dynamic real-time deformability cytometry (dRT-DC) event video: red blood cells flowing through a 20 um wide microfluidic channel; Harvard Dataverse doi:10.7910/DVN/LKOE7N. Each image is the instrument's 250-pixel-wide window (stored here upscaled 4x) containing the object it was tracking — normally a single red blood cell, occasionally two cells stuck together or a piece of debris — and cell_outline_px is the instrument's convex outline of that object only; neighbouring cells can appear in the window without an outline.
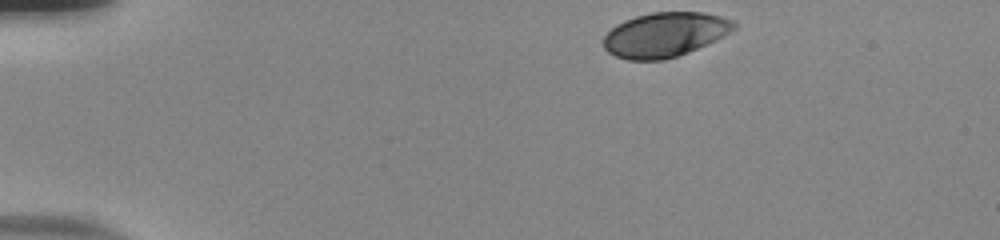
{"species": "human", "species_latin": "Homo sapiens", "temperature_condition": "room temperature", "stored_images_in_passage": 40, "camera_frame_rate_fps": 3000, "um_per_image_px": 0.085, "donor": {"sex": "male"}, "frame": {"image": 1, "passage_image": 1, "time_ms": 0.0, "image_size_px": [1000, 240], "cell_outline_px": [[736, 28], [688, 52], [664, 60], [628, 60], [616, 56], [608, 52], [604, 48], [604, 36], [616, 24], [624, 20], [636, 16], [652, 12], [704, 12], [720, 16], [732, 20], [736, 24]], "centroid_in_image_um": [56.46, 2.94], "position_along_channel_um": 28.5, "area_um2": 33.41}}
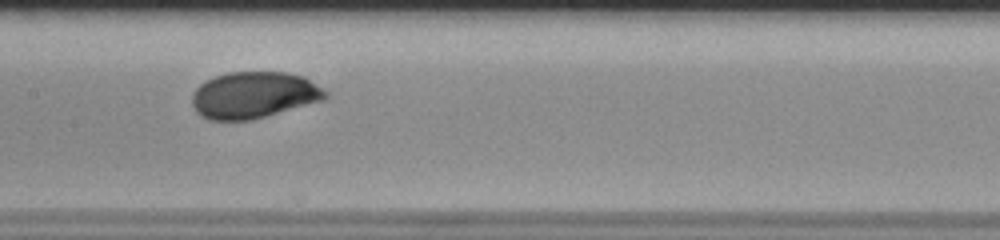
{"frame": {"image": 2, "passage_image": 20, "time_ms": 6.333, "image_size_px": [1000, 240], "cell_outline_px": [[328, 96], [324, 100], [252, 120], [208, 120], [200, 116], [196, 112], [192, 104], [192, 96], [196, 88], [204, 80], [228, 72], [288, 72], [304, 76], [328, 92]], "centroid_in_image_um": [21.57, 8.08], "position_along_channel_um": 185.8, "area_um2": 36.41}}
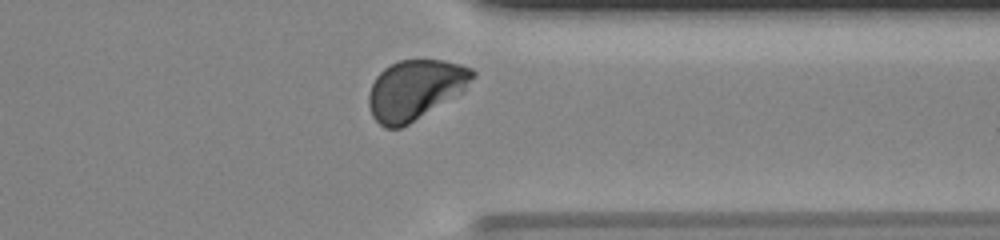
{"frame": {"image": 3, "passage_image": 35, "time_ms": 11.333, "image_size_px": [1000, 240], "cell_outline_px": [[476, 76], [464, 92], [408, 124], [400, 128], [384, 128], [372, 116], [368, 104], [368, 96], [372, 84], [376, 76], [384, 68], [400, 60], [444, 60], [460, 64], [472, 68], [476, 72]], "centroid_in_image_um": [35.32, 7.62], "position_along_channel_um": 376.1, "area_um2": 36.36}, "authors_computed_cell_mechanics": {"area_um2": 35.6337, "velocity_mm_per_s": 3.8277, "shape_relaxation_time_tau1_ms": 5.746, "shape_relaxation_time_tau2_ms": null, "deformation_change_tau1": 0.1933, "deformation_change_tau2": null}}